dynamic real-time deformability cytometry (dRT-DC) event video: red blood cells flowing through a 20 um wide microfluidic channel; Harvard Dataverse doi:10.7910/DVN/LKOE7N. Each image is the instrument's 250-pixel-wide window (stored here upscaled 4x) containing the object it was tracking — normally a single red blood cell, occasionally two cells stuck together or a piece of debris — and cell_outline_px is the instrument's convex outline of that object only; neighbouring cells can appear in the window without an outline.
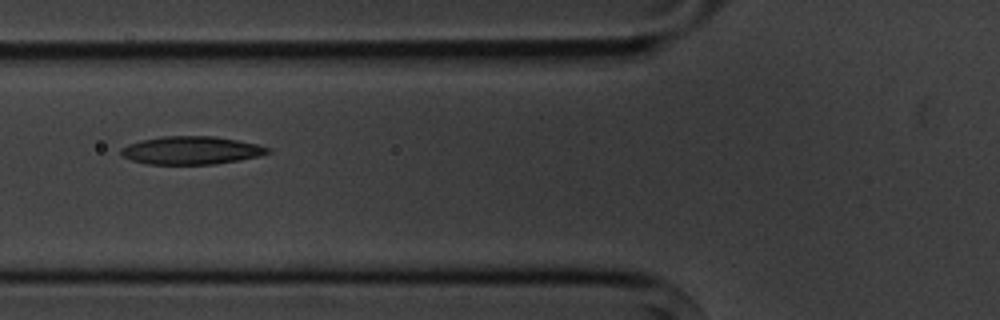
{"species": "common noctule bat (a hibernating species)", "species_latin": "Nyctalus noctula", "temperature_condition": "cold", "stored_images_in_passage": 6, "camera_frame_rate_fps": 3000, "um_per_image_px": 0.085, "animal": {"sex": "male", "body_mass_g": 20.1, "forearm_length_mm": 53.5}, "frame": {"image": 1, "passage_image": 5, "time_ms": 4.667, "image_size_px": [1000, 320], "cell_outline_px": [[272, 152], [260, 156], [240, 160], [216, 164], [148, 164], [132, 160], [124, 156], [120, 152], [120, 148], [128, 144], [140, 140], [160, 136], [216, 136], [256, 144], [272, 148]], "centroid_in_image_um": [16.28, 12.77], "position_along_channel_um": 109.5, "area_um2": 24.1}}
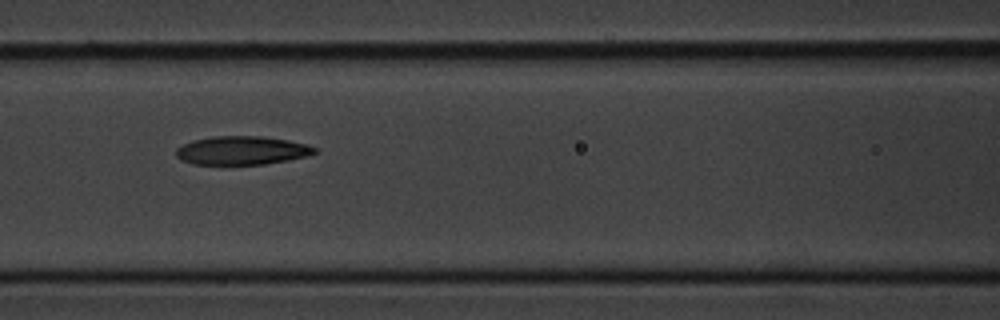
{"frame": {"image": 2, "passage_image": 6, "time_ms": 5.667, "image_size_px": [1000, 320], "cell_outline_px": [[316, 152], [308, 156], [288, 160], [264, 164], [192, 164], [180, 160], [176, 156], [176, 148], [192, 140], [212, 136], [264, 136], [288, 140], [308, 144], [316, 148]], "centroid_in_image_um": [20.55, 12.78], "position_along_channel_um": 146.0, "area_um2": 23.18}}